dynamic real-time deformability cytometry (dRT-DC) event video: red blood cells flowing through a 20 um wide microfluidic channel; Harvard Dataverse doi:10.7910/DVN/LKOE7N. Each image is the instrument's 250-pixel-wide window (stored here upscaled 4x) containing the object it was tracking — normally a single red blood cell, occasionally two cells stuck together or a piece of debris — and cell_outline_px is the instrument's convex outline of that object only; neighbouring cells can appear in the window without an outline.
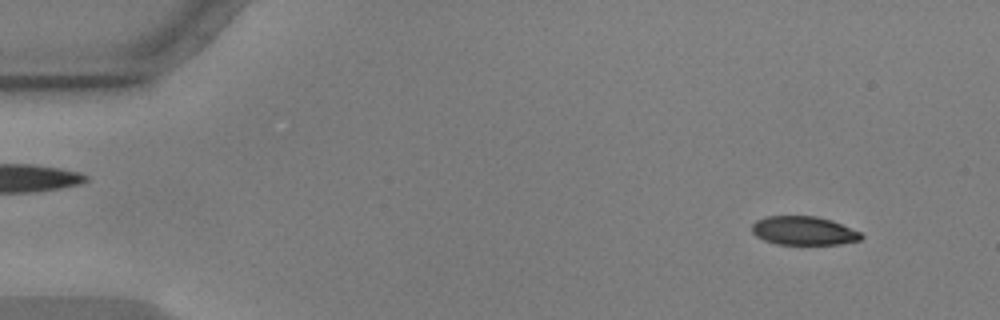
{"species": "common noctule bat (a hibernating species)", "species_latin": "Nyctalus noctula", "temperature_condition": "warm", "stored_images_in_passage": 54, "camera_frame_rate_fps": 3000, "um_per_image_px": 0.085, "animal": {"sex": "male", "body_mass_g": 17.9, "forearm_length_mm": 54.2}, "frame": {"image": 1, "passage_image": 3, "time_ms": 0.667, "image_size_px": [1000, 320], "cell_outline_px": [[864, 236], [860, 240], [840, 244], [776, 244], [764, 240], [756, 236], [752, 232], [752, 224], [756, 220], [764, 216], [816, 216], [832, 220], [860, 232]], "centroid_in_image_um": [68.29, 19.6], "position_along_channel_um": 16.7, "area_um2": 18.32}}
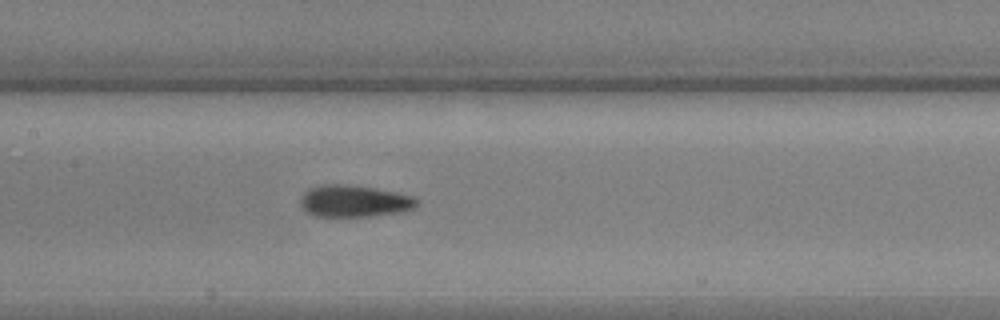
{"frame": {"image": 2, "passage_image": 25, "time_ms": 8.0, "image_size_px": [1000, 320], "cell_outline_px": [[420, 200], [412, 208], [396, 212], [372, 216], [316, 216], [308, 212], [300, 204], [300, 200], [304, 192], [308, 188], [320, 184], [348, 184], [376, 188], [396, 192], [412, 196]], "centroid_in_image_um": [30.07, 17.07], "position_along_channel_um": 177.3, "area_um2": 21.5}}
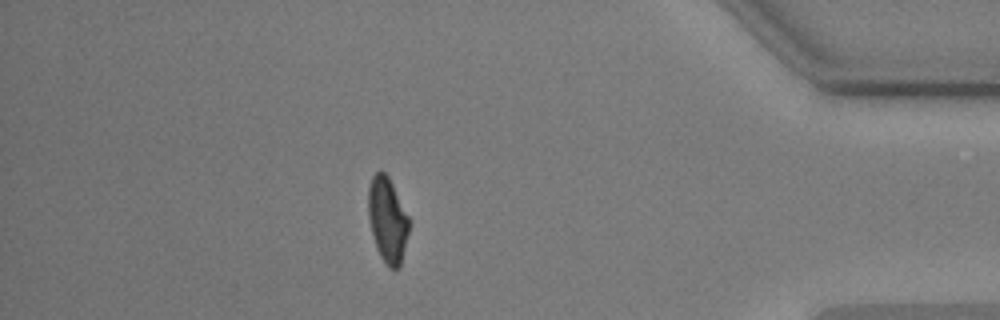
{"frame": {"image": 3, "passage_image": 47, "time_ms": 15.333, "image_size_px": [1000, 320], "cell_outline_px": [[408, 232], [400, 268], [388, 268], [380, 256], [376, 248], [368, 216], [368, 188], [372, 176], [380, 168], [388, 176], [408, 216]], "centroid_in_image_um": [32.91, 18.68], "position_along_channel_um": 402.3, "area_um2": 20.06}, "authors_computed_cell_mechanics": {"area_um2": 20.6924, "velocity_mm_per_s": 3.5973, "shape_relaxation_time_tau1_ms": 2.8167, "shape_relaxation_time_tau2_ms": 1.4779, "deformation_change_tau1": 0.1675, "deformation_change_tau2": 0.0817}}